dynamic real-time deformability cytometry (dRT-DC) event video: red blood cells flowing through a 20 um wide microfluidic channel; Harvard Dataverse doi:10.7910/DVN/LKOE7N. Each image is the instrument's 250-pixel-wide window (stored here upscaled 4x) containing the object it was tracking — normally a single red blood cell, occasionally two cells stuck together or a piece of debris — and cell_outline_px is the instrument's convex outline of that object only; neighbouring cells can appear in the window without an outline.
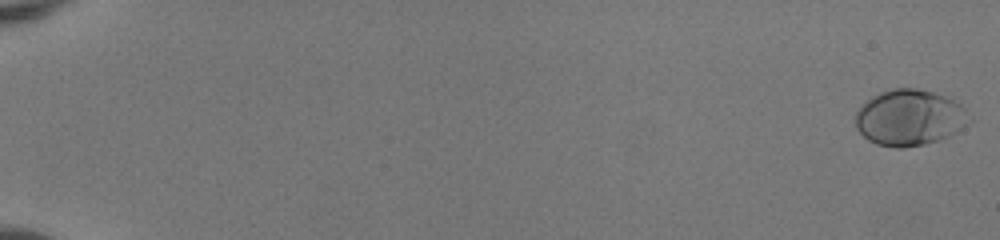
{"species": "human", "species_latin": "Homo sapiens", "temperature_condition": "room temperature", "stored_images_in_passage": 53, "camera_frame_rate_fps": 3000, "um_per_image_px": 0.085, "donor": {"sex": "female"}, "frame": {"image": 1, "passage_image": 1, "time_ms": 0.0, "image_size_px": [1000, 240], "cell_outline_px": [[976, 120], [956, 132], [940, 140], [924, 144], [904, 148], [896, 148], [876, 144], [868, 140], [856, 128], [856, 112], [860, 104], [872, 96], [880, 92], [892, 88], [916, 88], [948, 96], [960, 104]], "centroid_in_image_um": [77.34, 10.0], "position_along_channel_um": 7.7, "area_um2": 37.74}}
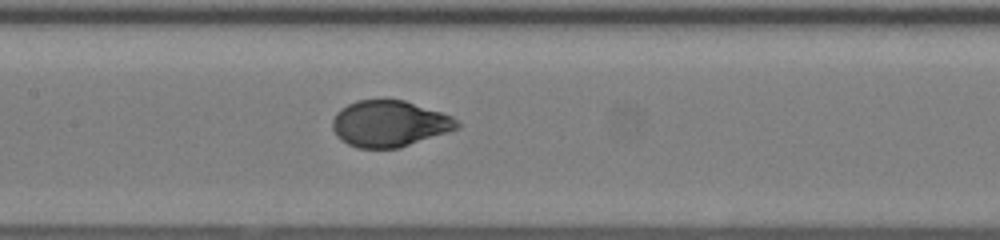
{"frame": {"image": 2, "passage_image": 29, "time_ms": 9.333, "image_size_px": [1000, 240], "cell_outline_px": [[460, 128], [448, 132], [396, 148], [356, 148], [340, 140], [336, 136], [332, 128], [332, 120], [336, 112], [340, 108], [356, 100], [380, 96], [404, 100], [452, 116], [460, 124]], "centroid_in_image_um": [33.04, 10.47], "position_along_channel_um": 174.4, "area_um2": 34.16}}
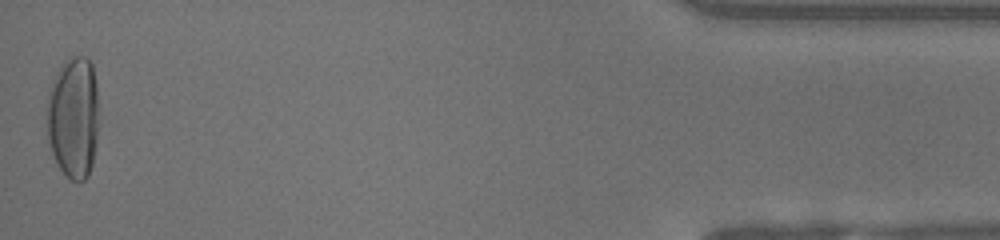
{"frame": {"image": 3, "passage_image": 53, "time_ms": 17.333, "image_size_px": [1000, 240], "cell_outline_px": [[100, 124], [92, 164], [88, 176], [84, 180], [72, 180], [56, 164], [48, 140], [48, 92], [52, 80], [60, 64], [68, 56], [88, 56], [92, 64], [96, 84], [100, 120]], "centroid_in_image_um": [6.27, 9.92], "position_along_channel_um": 428.9, "area_um2": 37.63}, "authors_computed_cell_mechanics": {"area_um2": 34.3332, "velocity_mm_per_s": 4.0855, "shape_relaxation_time_tau1_ms": 3.4458, "shape_relaxation_time_tau2_ms": null, "deformation_change_tau1": 0.2035, "deformation_change_tau2": null}}